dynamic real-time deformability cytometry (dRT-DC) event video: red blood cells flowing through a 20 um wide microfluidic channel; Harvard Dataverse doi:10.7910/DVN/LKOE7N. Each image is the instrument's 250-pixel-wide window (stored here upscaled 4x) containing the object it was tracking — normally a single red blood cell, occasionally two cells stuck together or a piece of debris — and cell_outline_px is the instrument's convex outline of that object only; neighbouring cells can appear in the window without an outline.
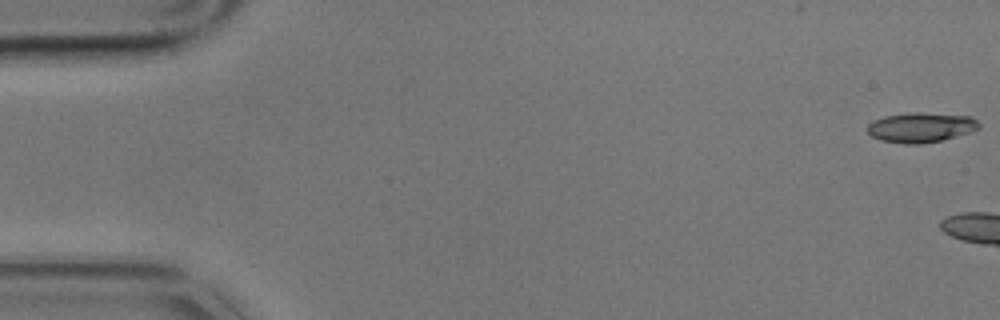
{"species": "common noctule bat (a hibernating species)", "species_latin": "Nyctalus noctula", "temperature_condition": "cold", "stored_images_in_passage": 12, "camera_frame_rate_fps": 3000, "um_per_image_px": 0.085, "animal": {"sex": "male", "body_mass_g": 17.9}, "frame": {"image": 1, "passage_image": 1, "time_ms": 0.0, "image_size_px": [1000, 320], "cell_outline_px": [[980, 128], [968, 132], [940, 140], [920, 144], [904, 144], [880, 140], [872, 136], [868, 132], [868, 124], [872, 120], [884, 116], [912, 112], [916, 112], [972, 116], [980, 124]], "centroid_in_image_um": [78.25, 10.82], "position_along_channel_um": 6.8, "area_um2": 19.31}}
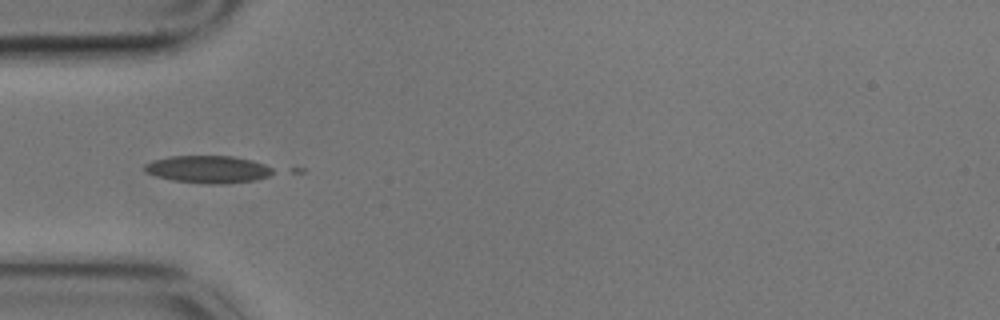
{"frame": {"image": 2, "passage_image": 6, "time_ms": 1.667, "image_size_px": [1000, 320], "cell_outline_px": [[276, 172], [268, 176], [256, 180], [220, 184], [208, 184], [172, 180], [156, 176], [144, 172], [144, 164], [152, 160], [172, 156], [232, 156], [252, 160], [264, 164], [272, 168]], "centroid_in_image_um": [17.68, 14.39], "position_along_channel_um": 67.3, "area_um2": 20.58}}
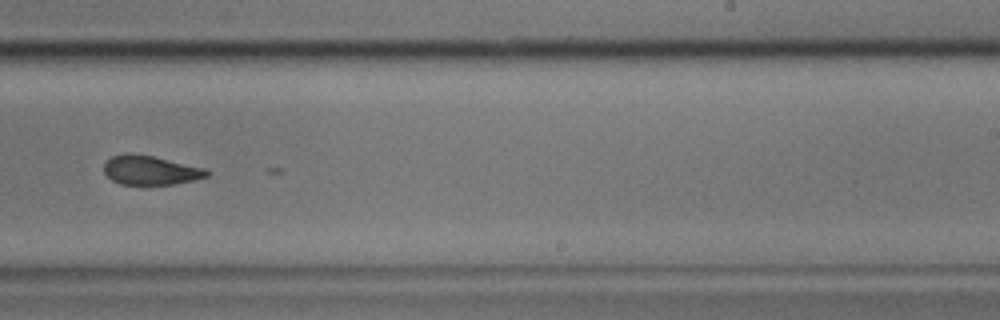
{"frame": {"image": 3, "passage_image": 11, "time_ms": 3.333, "image_size_px": [1000, 320], "cell_outline_px": [[208, 176], [192, 180], [172, 184], [120, 184], [112, 180], [104, 172], [104, 160], [112, 156], [124, 152], [132, 152], [152, 156], [204, 168], [208, 172]], "centroid_in_image_um": [12.7, 14.44], "position_along_channel_um": 276.3, "area_um2": 17.4}}